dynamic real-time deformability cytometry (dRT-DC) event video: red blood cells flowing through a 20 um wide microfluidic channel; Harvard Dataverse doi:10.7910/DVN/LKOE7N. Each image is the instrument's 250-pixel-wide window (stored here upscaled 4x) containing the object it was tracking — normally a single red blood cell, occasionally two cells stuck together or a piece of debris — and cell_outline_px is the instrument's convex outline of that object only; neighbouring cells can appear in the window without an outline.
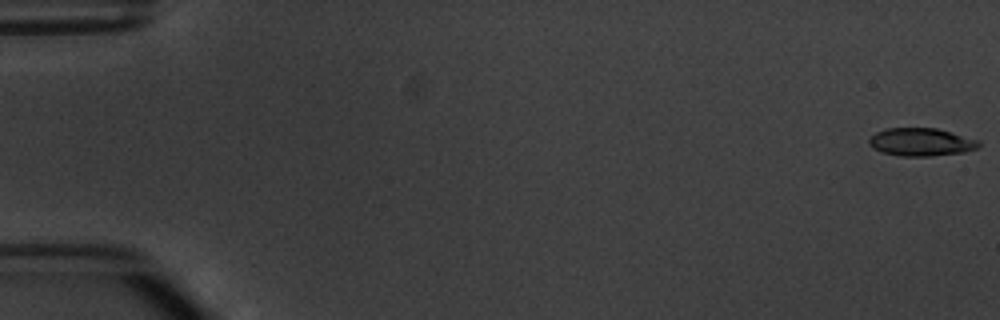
{"species": "common noctule bat (a hibernating species)", "species_latin": "Nyctalus noctula", "temperature_condition": "warm", "stored_images_in_passage": 5, "segment_of_instrument_passage": [2, 2], "camera_frame_rate_fps": 3000, "um_per_image_px": 0.085, "animal": {"sex": "male", "body_mass_g": 20.1, "forearm_length_mm": 53.5}, "frame": {"image": 1, "passage_image": 5, "time_ms": 4.667, "image_size_px": [1000, 320], "cell_outline_px": [[980, 144], [976, 148], [964, 152], [932, 156], [900, 156], [880, 152], [868, 144], [868, 140], [876, 132], [888, 128], [936, 128], [980, 140]], "centroid_in_image_um": [78.28, 12.08], "position_along_channel_um": 6.7, "area_um2": 17.86}}